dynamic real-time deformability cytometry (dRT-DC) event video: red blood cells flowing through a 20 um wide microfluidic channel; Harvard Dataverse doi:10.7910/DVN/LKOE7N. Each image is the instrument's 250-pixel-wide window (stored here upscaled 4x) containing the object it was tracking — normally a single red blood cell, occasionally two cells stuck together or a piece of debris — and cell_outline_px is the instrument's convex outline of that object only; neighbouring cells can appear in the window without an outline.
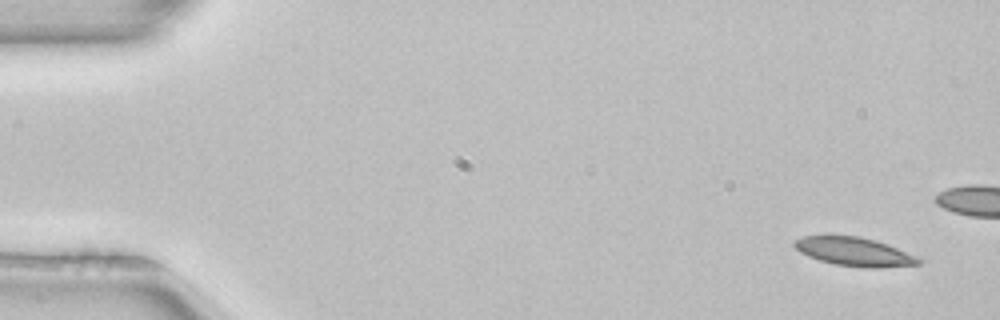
{"species": "common noctule bat (a hibernating species)", "species_latin": "Nyctalus noctula", "temperature_condition": "room temperature", "stored_images_in_passage": 7, "camera_frame_rate_fps": 3000, "um_per_image_px": 0.085, "animal": {"sex": "female", "body_mass_g": 22.7, "forearm_length_mm": 54.2}, "frame": {"image": 1, "passage_image": 1, "time_ms": 0.0, "image_size_px": [1000, 320], "cell_outline_px": [[924, 260], [920, 264], [880, 268], [868, 268], [836, 264], [820, 260], [808, 256], [800, 252], [792, 244], [796, 240], [804, 236], [824, 232], [860, 236], [876, 240], [920, 256]], "centroid_in_image_um": [72.62, 21.35], "position_along_channel_um": 12.4, "area_um2": 21.62}}
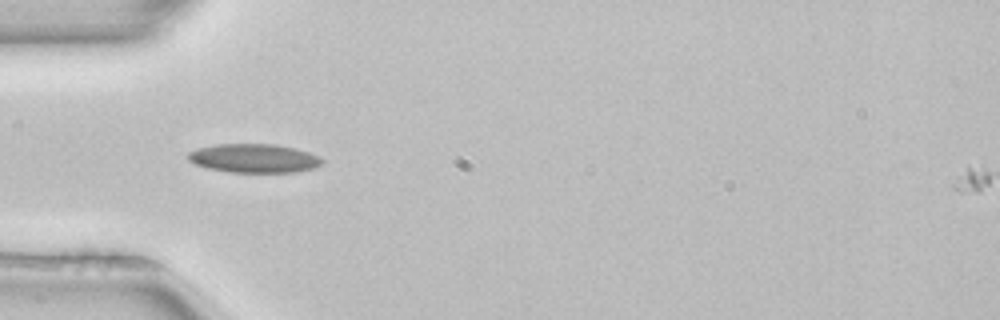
{"frame": {"image": 2, "passage_image": 5, "time_ms": 1.333, "image_size_px": [1000, 320], "cell_outline_px": [[324, 164], [316, 168], [296, 172], [228, 172], [208, 168], [196, 164], [188, 160], [188, 152], [200, 148], [216, 144], [276, 144], [296, 148], [320, 156], [324, 160]], "centroid_in_image_um": [21.66, 13.45], "position_along_channel_um": 63.3, "area_um2": 22.66}}